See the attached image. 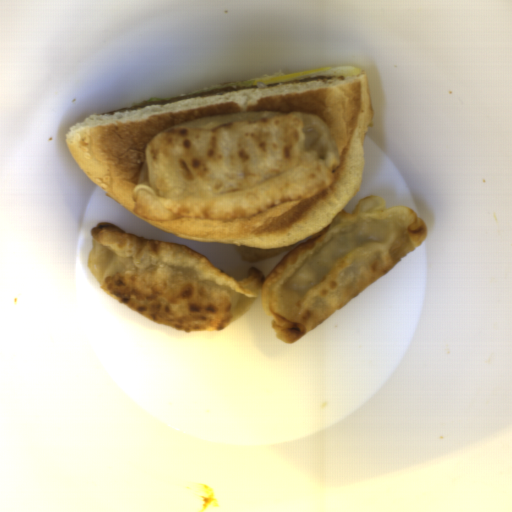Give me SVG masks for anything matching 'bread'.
I'll list each match as a JSON object with an SVG mask.
<instances>
[{"instance_id":"8d2b1439","label":"bread","mask_w":512,"mask_h":512,"mask_svg":"<svg viewBox=\"0 0 512 512\" xmlns=\"http://www.w3.org/2000/svg\"><path fill=\"white\" fill-rule=\"evenodd\" d=\"M344 80L293 82L245 88L204 98L147 106L123 113H94L69 128L65 142L86 176L128 211L154 227L196 242L275 249L318 236L359 192L364 145L375 124L363 70ZM299 112L320 117L331 129L340 166L321 193L227 221L199 218L152 220L134 213L132 195L144 147L171 127L241 112Z\"/></svg>"}]
</instances>
